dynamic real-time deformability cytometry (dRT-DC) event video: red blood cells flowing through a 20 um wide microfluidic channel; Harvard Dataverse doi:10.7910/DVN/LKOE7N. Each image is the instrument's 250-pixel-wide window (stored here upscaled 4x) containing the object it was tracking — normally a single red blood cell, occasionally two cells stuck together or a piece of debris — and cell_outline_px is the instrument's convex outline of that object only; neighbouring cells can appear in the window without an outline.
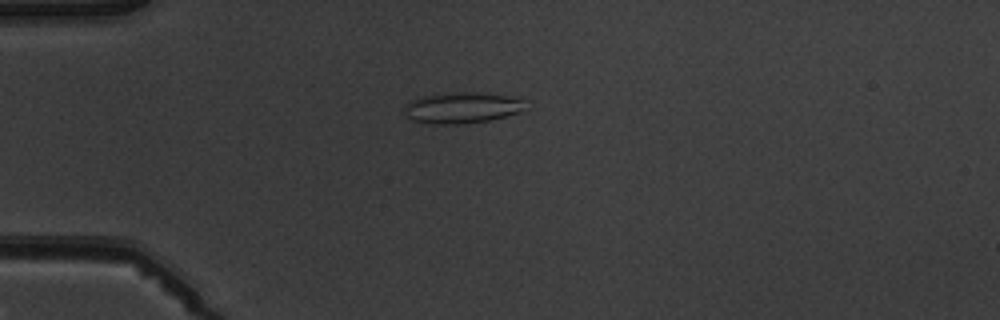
{"species": "common noctule bat (a hibernating species)", "species_latin": "Nyctalus noctula", "temperature_condition": "warm", "stored_images_in_passage": 7, "camera_frame_rate_fps": 3000, "um_per_image_px": 0.085, "animal": {"sex": "male", "body_mass_g": 19.5, "forearm_length_mm": 54.6}, "frame": {"image": 1, "passage_image": 4, "time_ms": 3.333, "image_size_px": [1000, 320], "cell_outline_px": [[528, 108], [520, 112], [488, 120], [460, 124], [432, 124], [412, 120], [404, 112], [404, 104], [412, 100], [424, 96], [456, 92], [488, 92], [528, 100]], "centroid_in_image_um": [39.34, 9.14], "position_along_channel_um": 45.7, "area_um2": 22.14}}
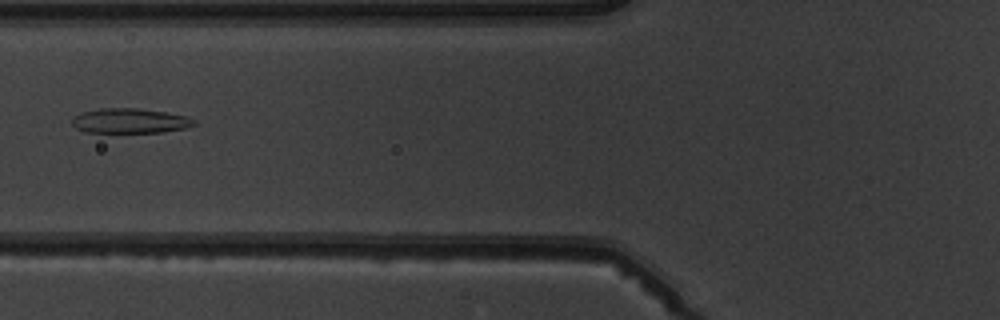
{"frame": {"image": 2, "passage_image": 6, "time_ms": 5.667, "image_size_px": [1000, 320], "cell_outline_px": [[196, 124], [184, 128], [164, 132], [84, 132], [76, 128], [72, 124], [72, 120], [80, 112], [100, 108], [136, 108], [164, 112], [188, 116], [196, 120]], "centroid_in_image_um": [11.05, 10.27], "position_along_channel_um": 114.8, "area_um2": 17.63}}
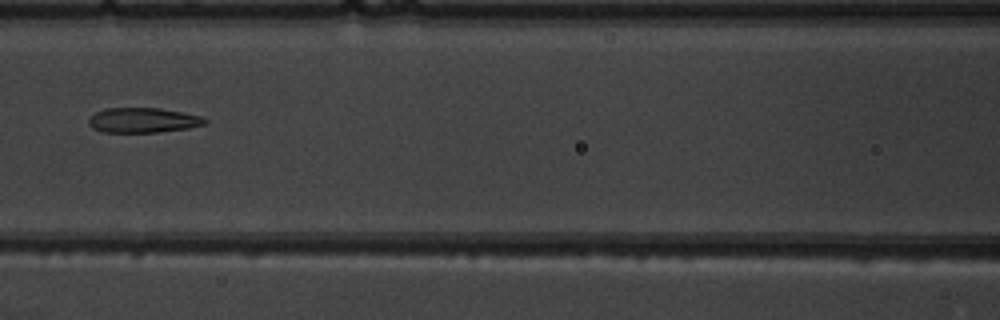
{"frame": {"image": 3, "passage_image": 7, "time_ms": 6.667, "image_size_px": [1000, 320], "cell_outline_px": [[208, 120], [204, 124], [188, 128], [156, 132], [104, 132], [92, 128], [88, 124], [88, 120], [96, 112], [104, 108], [160, 108], [200, 116]], "centroid_in_image_um": [12.12, 10.22], "position_along_channel_um": 154.5, "area_um2": 16.7}}